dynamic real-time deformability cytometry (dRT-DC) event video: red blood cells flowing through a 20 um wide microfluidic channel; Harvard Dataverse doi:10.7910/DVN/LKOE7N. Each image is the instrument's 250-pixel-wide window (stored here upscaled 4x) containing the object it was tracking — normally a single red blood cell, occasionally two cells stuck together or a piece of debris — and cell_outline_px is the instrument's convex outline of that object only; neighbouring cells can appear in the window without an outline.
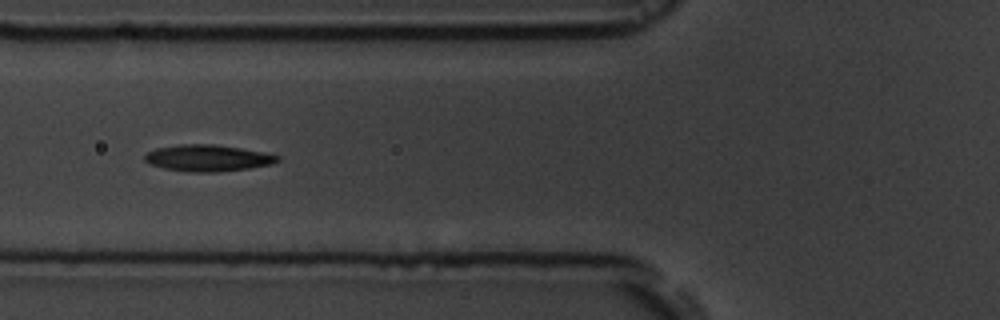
{"species": "common noctule bat (a hibernating species)", "species_latin": "Nyctalus noctula", "temperature_condition": "room temperature", "stored_images_in_passage": 40, "camera_frame_rate_fps": 3000, "um_per_image_px": 0.085, "animal": {"sex": "male", "body_mass_g": 19.5, "forearm_length_mm": 54.6}, "frame": {"image": 1, "passage_image": 7, "time_ms": 2.0, "image_size_px": [1000, 320], "cell_outline_px": [[280, 160], [272, 164], [248, 168], [216, 172], [192, 172], [164, 168], [152, 164], [144, 160], [144, 156], [148, 152], [156, 148], [180, 144], [212, 144], [240, 148], [280, 156]], "centroid_in_image_um": [17.65, 13.43], "position_along_channel_um": 108.2, "area_um2": 20.23}}
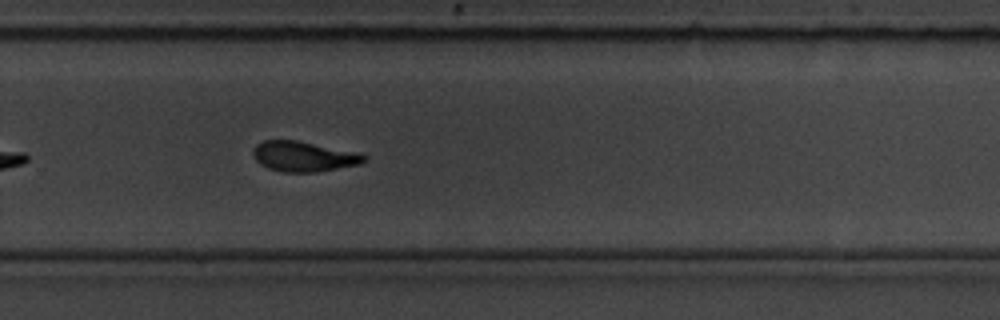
{"frame": {"image": 2, "passage_image": 23, "time_ms": 7.333, "image_size_px": [1000, 320], "cell_outline_px": [[368, 160], [360, 164], [316, 172], [284, 172], [268, 168], [260, 164], [256, 160], [252, 152], [256, 144], [264, 140], [296, 140], [356, 152], [368, 156]], "centroid_in_image_um": [25.81, 13.3], "position_along_channel_um": 304.0, "area_um2": 19.48}}
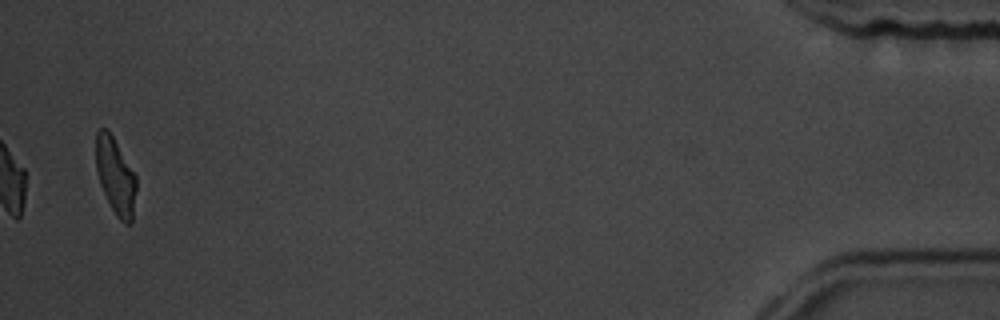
{"frame": {"image": 3, "passage_image": 40, "time_ms": 13.0, "image_size_px": [1000, 320], "cell_outline_px": [[136, 188], [132, 220], [128, 224], [124, 224], [116, 216], [100, 184], [96, 168], [96, 132], [100, 128], [108, 128], [136, 176]], "centroid_in_image_um": [9.81, 14.94], "position_along_channel_um": 425.4, "area_um2": 17.8}, "authors_computed_cell_mechanics": {"area_um2": 19.7965, "velocity_mm_per_s": 3.6867, "shape_relaxation_time_tau1_ms": 2.8565, "shape_relaxation_time_tau2_ms": 2.6845, "deformation_change_tau1": 0.1419, "deformation_change_tau2": 0.0807}}